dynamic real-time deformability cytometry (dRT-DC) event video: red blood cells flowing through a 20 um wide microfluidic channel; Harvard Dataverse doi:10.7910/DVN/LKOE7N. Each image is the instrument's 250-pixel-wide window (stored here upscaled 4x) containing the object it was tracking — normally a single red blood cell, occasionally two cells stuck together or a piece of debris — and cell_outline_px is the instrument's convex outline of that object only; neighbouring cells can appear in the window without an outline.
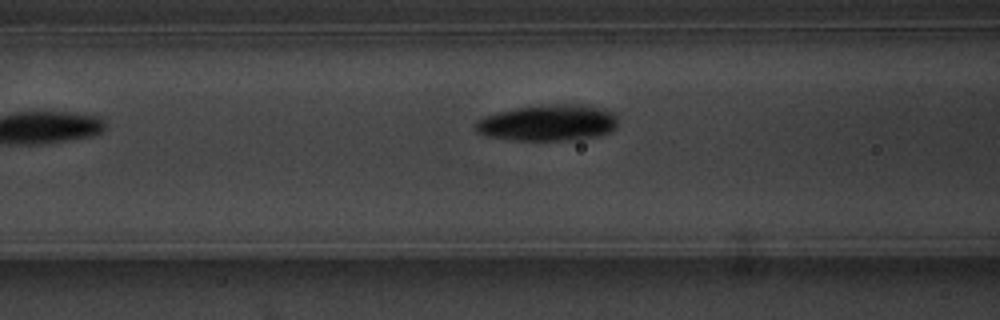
{"species": "common noctule bat (a hibernating species)", "species_latin": "Nyctalus noctula", "temperature_condition": "warm", "stored_images_in_passage": 4, "camera_frame_rate_fps": 3000, "um_per_image_px": 0.085, "animal": {"sex": "male", "body_mass_g": 20.1, "forearm_length_mm": 53.5}, "frame": {"image": 1, "passage_image": 3, "time_ms": 2.333, "image_size_px": [1000, 320], "cell_outline_px": [[616, 128], [612, 132], [600, 136], [572, 140], [512, 140], [488, 136], [476, 132], [476, 120], [484, 116], [516, 108], [548, 104], [588, 104], [604, 108], [612, 112], [616, 116]], "centroid_in_image_um": [46.64, 10.43], "position_along_channel_um": 120.0, "area_um2": 30.35}}
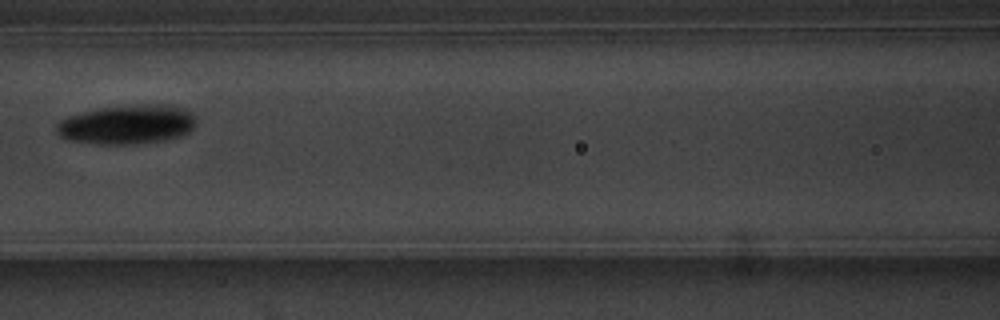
{"frame": {"image": 2, "passage_image": 4, "time_ms": 3.333, "image_size_px": [1000, 320], "cell_outline_px": [[196, 128], [180, 136], [168, 140], [136, 144], [96, 144], [64, 140], [56, 132], [56, 124], [60, 120], [68, 116], [100, 108], [152, 104], [176, 104], [188, 108], [196, 116]], "centroid_in_image_um": [10.87, 10.59], "position_along_channel_um": 155.7, "area_um2": 32.6}}